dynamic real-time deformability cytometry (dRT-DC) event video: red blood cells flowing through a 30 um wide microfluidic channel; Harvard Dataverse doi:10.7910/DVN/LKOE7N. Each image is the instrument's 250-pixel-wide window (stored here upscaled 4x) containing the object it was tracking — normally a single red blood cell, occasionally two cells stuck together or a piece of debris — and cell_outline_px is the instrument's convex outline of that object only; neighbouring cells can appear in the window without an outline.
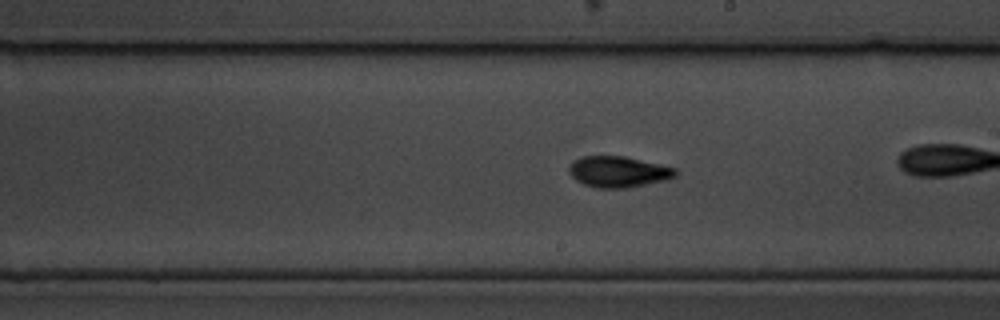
{"species": "common noctule bat (a hibernating species)", "species_latin": "Nyctalus noctula", "temperature_condition": "cold", "stored_images_in_passage": 47, "camera_frame_rate_fps": 3000, "um_per_image_px": 0.085, "animal": {"sex": "male", "body_mass_g": 19.5, "forearm_length_mm": 54.6}, "frame": {"image": 1, "passage_image": 34, "time_ms": 11.0, "image_size_px": [1000, 320], "cell_outline_px": [[676, 176], [668, 180], [624, 188], [596, 188], [584, 184], [576, 180], [568, 172], [568, 164], [584, 156], [624, 156], [660, 164], [676, 168]], "centroid_in_image_um": [52.55, 14.6], "position_along_channel_um": 236.4, "area_um2": 19.25}}